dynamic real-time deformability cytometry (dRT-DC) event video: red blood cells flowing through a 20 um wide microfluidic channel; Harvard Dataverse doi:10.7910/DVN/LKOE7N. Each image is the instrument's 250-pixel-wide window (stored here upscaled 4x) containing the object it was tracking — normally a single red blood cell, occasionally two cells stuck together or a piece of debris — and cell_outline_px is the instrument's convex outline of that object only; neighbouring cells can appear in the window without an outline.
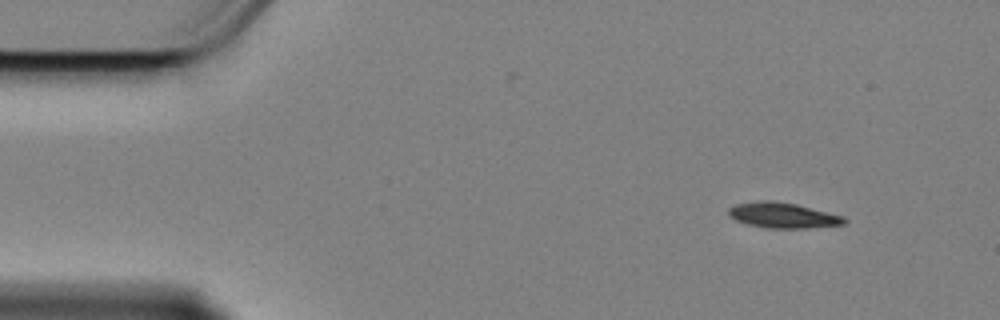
{"species": "Egyptian fruit bat (a non-hibernating species)", "species_latin": "Rousettus aegyptiacus", "temperature_condition": "cold", "stored_images_in_passage": 53, "camera_frame_rate_fps": 3000, "um_per_image_px": 0.085, "animal": {"sex": "female"}, "frame": {"image": 1, "passage_image": 1, "time_ms": 0.0, "image_size_px": [1000, 320], "cell_outline_px": [[848, 220], [844, 224], [808, 228], [768, 228], [748, 224], [736, 220], [728, 216], [728, 208], [736, 204], [756, 200], [776, 200], [796, 204], [844, 216]], "centroid_in_image_um": [66.53, 18.29], "position_along_channel_um": 18.5, "area_um2": 17.28}}
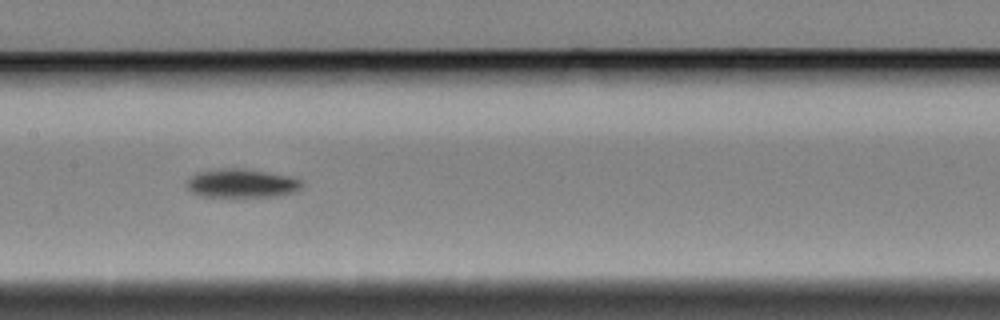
{"frame": {"image": 2, "passage_image": 23, "time_ms": 7.333, "image_size_px": [1000, 320], "cell_outline_px": [[304, 188], [296, 192], [276, 196], [200, 196], [192, 192], [188, 188], [188, 180], [196, 172], [220, 168], [240, 168], [292, 176], [304, 180]], "centroid_in_image_um": [20.63, 15.57], "position_along_channel_um": 186.8, "area_um2": 19.36}}
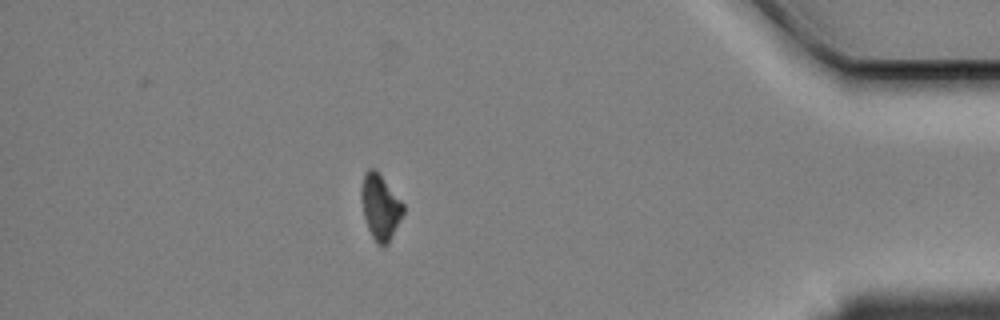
{"frame": {"image": 3, "passage_image": 46, "time_ms": 15.0, "image_size_px": [1000, 320], "cell_outline_px": [[404, 212], [388, 244], [384, 248], [376, 244], [368, 228], [364, 216], [360, 196], [360, 188], [364, 172], [368, 168], [376, 168], [404, 204]], "centroid_in_image_um": [32.31, 17.57], "position_along_channel_um": 402.9, "area_um2": 16.24}, "authors_computed_cell_mechanics": {"area_um2": 17.8602, "velocity_mm_per_s": 3.4014, "shape_relaxation_time_tau1_ms": 1.8311, "shape_relaxation_time_tau2_ms": null, "deformation_change_tau1": 0.1015, "deformation_change_tau2": null}}